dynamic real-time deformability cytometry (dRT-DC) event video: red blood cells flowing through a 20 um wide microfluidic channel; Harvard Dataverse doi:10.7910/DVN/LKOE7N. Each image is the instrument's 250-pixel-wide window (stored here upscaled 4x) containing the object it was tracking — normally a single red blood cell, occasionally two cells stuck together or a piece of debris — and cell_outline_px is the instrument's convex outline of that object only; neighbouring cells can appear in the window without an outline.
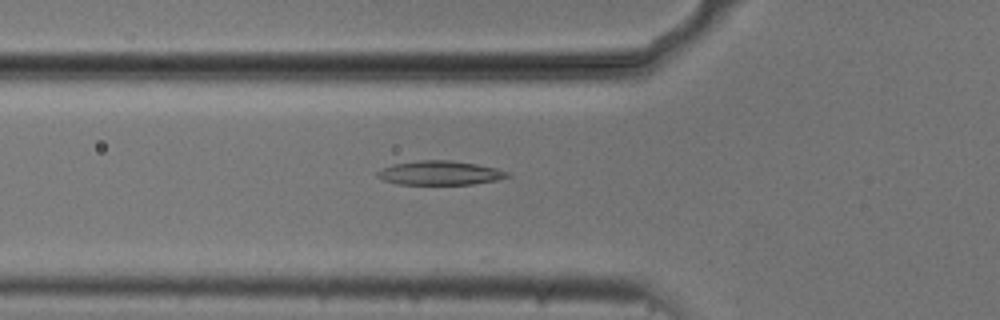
{"species": "common noctule bat (a hibernating species)", "species_latin": "Nyctalus noctula", "temperature_condition": "cold", "stored_images_in_passage": 29, "camera_frame_rate_fps": 3000, "um_per_image_px": 0.085, "animal": {"sex": "male", "body_mass_g": 20.5, "forearm_length_mm": 52.5}, "frame": {"image": 1, "passage_image": 19, "time_ms": 6.0, "image_size_px": [1000, 320], "cell_outline_px": [[512, 176], [496, 180], [472, 184], [396, 184], [384, 180], [376, 176], [376, 172], [392, 164], [420, 160], [452, 160], [476, 164], [496, 168], [512, 172]], "centroid_in_image_um": [37.43, 14.69], "position_along_channel_um": 88.4, "area_um2": 18.32}}
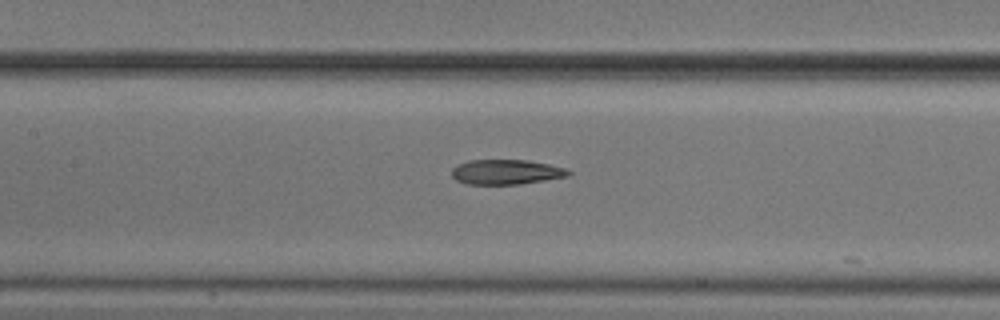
{"frame": {"image": 2, "passage_image": 25, "time_ms": 8.0, "image_size_px": [1000, 320], "cell_outline_px": [[572, 172], [568, 176], [520, 184], [468, 184], [456, 180], [452, 176], [452, 168], [456, 164], [468, 160], [528, 160], [548, 164], [564, 168]], "centroid_in_image_um": [42.99, 14.61], "position_along_channel_um": 164.4, "area_um2": 16.88}}
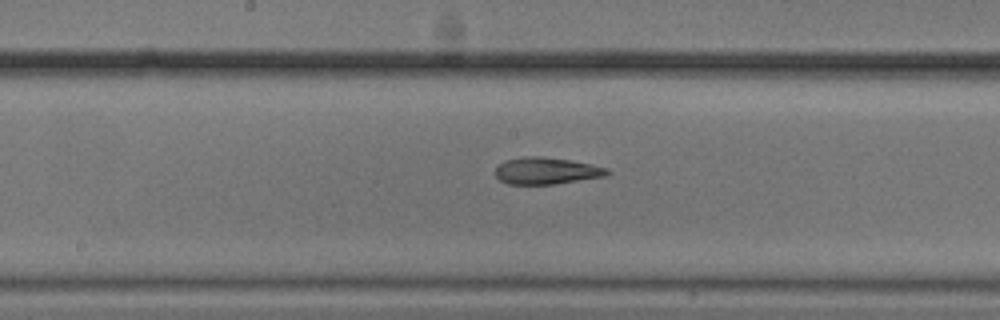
{"frame": {"image": 3, "passage_image": 28, "time_ms": 9.0, "image_size_px": [1000, 320], "cell_outline_px": [[612, 172], [604, 176], [556, 184], [508, 184], [500, 180], [492, 172], [504, 160], [524, 156], [544, 156], [592, 164], [608, 168]], "centroid_in_image_um": [46.42, 14.51], "position_along_channel_um": 201.8, "area_um2": 17.63}}